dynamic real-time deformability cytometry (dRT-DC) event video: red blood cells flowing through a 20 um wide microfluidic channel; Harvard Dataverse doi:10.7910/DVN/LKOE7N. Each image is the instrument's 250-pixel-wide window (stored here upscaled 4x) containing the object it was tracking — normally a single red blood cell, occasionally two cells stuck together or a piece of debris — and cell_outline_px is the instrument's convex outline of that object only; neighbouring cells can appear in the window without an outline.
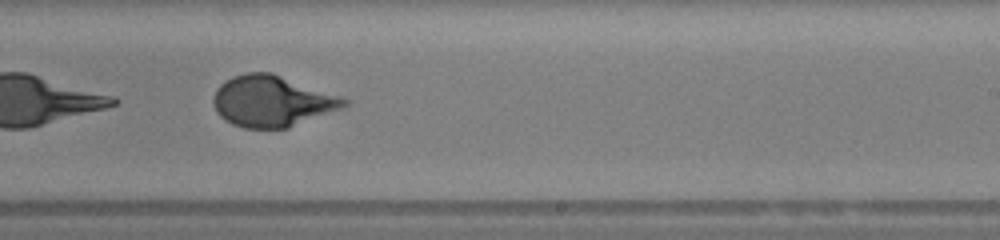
{"species": "human", "species_latin": "Homo sapiens", "temperature_condition": "warm", "stored_images_in_passage": 44, "camera_frame_rate_fps": 3000, "um_per_image_px": 0.085, "donor": {"sex": "female"}, "frame": {"image": 1, "passage_image": 26, "time_ms": 8.333, "image_size_px": [1000, 240], "cell_outline_px": [[348, 104], [340, 108], [288, 128], [244, 128], [232, 124], [224, 120], [216, 112], [212, 100], [216, 88], [220, 84], [232, 76], [244, 72], [272, 72], [344, 96], [348, 100]], "centroid_in_image_um": [23.11, 8.58], "position_along_channel_um": 265.9, "area_um2": 39.25}, "authors_computed_cell_mechanics": {"area_um2": 38.8127, "velocity_mm_per_s": 4.1874, "shape_relaxation_time_tau1_ms": 1.5648, "shape_relaxation_time_tau2_ms": 0.8576, "deformation_change_tau1": 0.3499, "deformation_change_tau2": 0.0598}}